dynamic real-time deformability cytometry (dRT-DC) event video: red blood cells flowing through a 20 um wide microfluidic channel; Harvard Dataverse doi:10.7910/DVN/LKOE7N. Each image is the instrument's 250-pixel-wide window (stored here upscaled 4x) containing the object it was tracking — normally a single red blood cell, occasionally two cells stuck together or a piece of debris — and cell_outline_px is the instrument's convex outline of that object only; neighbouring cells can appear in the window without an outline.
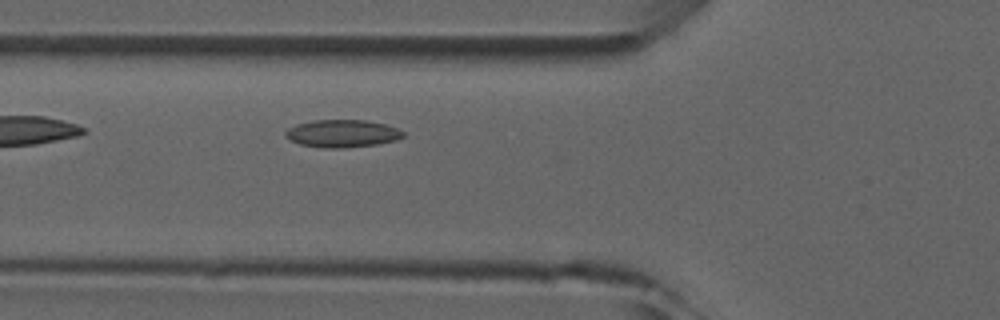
{"species": "common noctule bat (a hibernating species)", "species_latin": "Nyctalus noctula", "temperature_condition": "room temperature", "stored_images_in_passage": 7, "camera_frame_rate_fps": 3000, "um_per_image_px": 0.085, "animal": {"sex": "male", "forearm_length_mm": 52.5}, "frame": {"image": 1, "passage_image": 7, "time_ms": 7.667, "image_size_px": [1000, 320], "cell_outline_px": [[404, 136], [396, 140], [376, 144], [344, 148], [324, 148], [300, 144], [284, 136], [284, 132], [288, 128], [296, 124], [312, 120], [364, 120], [384, 124], [396, 128], [404, 132]], "centroid_in_image_um": [29.06, 11.34], "position_along_channel_um": 96.7, "area_um2": 18.84}}